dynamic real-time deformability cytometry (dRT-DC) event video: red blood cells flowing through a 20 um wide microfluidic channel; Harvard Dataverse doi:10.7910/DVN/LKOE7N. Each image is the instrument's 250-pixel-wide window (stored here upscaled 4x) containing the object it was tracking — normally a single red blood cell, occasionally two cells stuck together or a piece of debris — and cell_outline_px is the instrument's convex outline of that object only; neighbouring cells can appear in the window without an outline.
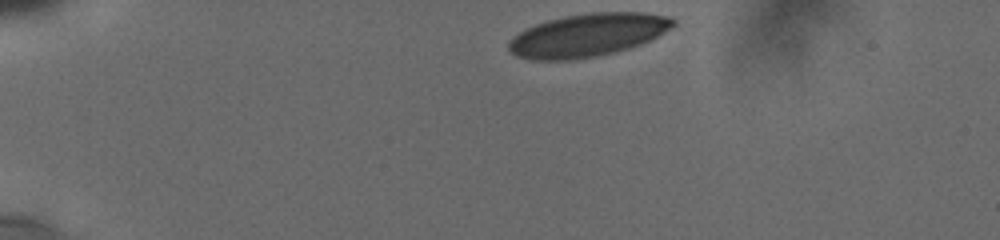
{"species": "human", "species_latin": "Homo sapiens", "temperature_condition": "cold", "stored_images_in_passage": 35, "camera_frame_rate_fps": 3000, "um_per_image_px": 0.085, "donor": {"sex": "male"}, "frame": {"image": 1, "passage_image": 1, "time_ms": 0.0, "image_size_px": [1000, 240], "cell_outline_px": [[676, 24], [672, 28], [640, 44], [628, 48], [612, 52], [592, 56], [564, 60], [536, 60], [516, 56], [508, 48], [508, 44], [512, 36], [524, 28], [548, 20], [564, 16], [592, 12], [644, 12], [668, 16], [676, 20]], "centroid_in_image_um": [49.94, 2.96], "position_along_channel_um": 35.1, "area_um2": 40.92}}
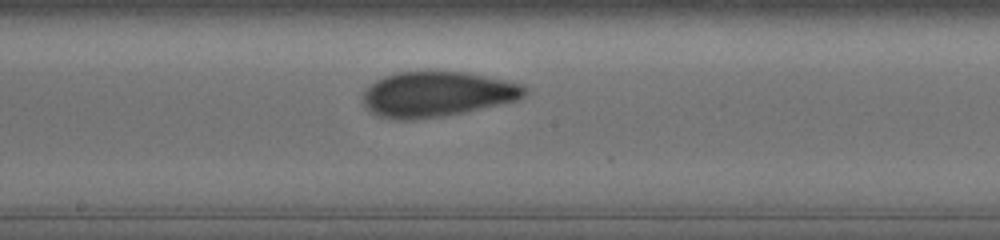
{"frame": {"image": 2, "passage_image": 21, "time_ms": 6.667, "image_size_px": [1000, 240], "cell_outline_px": [[528, 92], [520, 100], [464, 112], [440, 116], [408, 120], [400, 120], [380, 116], [372, 112], [364, 104], [364, 88], [376, 80], [384, 76], [396, 72], [464, 72], [508, 80], [524, 84], [528, 88]], "centroid_in_image_um": [37.2, 7.99], "position_along_channel_um": 211.0, "area_um2": 42.6}}
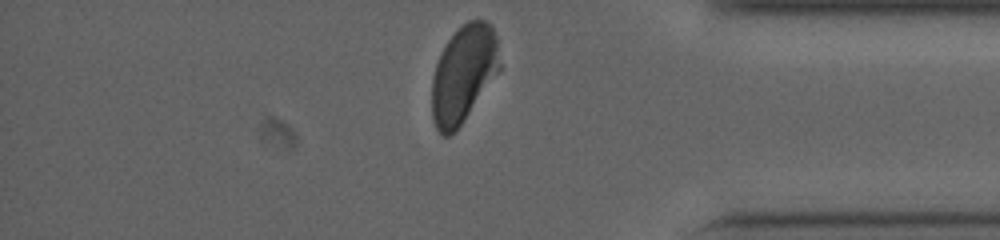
{"frame": {"image": 3, "passage_image": 35, "time_ms": 12.0, "image_size_px": [1000, 240], "cell_outline_px": [[500, 72], [460, 124], [448, 136], [444, 136], [436, 128], [432, 120], [432, 76], [436, 64], [448, 40], [468, 20], [484, 20], [492, 24], [496, 36], [500, 64]], "centroid_in_image_um": [39.41, 6.27], "position_along_channel_um": 395.8, "area_um2": 37.97}, "authors_computed_cell_mechanics": {"area_um2": 42.194, "velocity_mm_per_s": 3.7458, "shape_relaxation_time_tau1_ms": 3.6096, "shape_relaxation_time_tau2_ms": 0.9193, "deformation_change_tau1": 0.1328, "deformation_change_tau2": 0.0724}}